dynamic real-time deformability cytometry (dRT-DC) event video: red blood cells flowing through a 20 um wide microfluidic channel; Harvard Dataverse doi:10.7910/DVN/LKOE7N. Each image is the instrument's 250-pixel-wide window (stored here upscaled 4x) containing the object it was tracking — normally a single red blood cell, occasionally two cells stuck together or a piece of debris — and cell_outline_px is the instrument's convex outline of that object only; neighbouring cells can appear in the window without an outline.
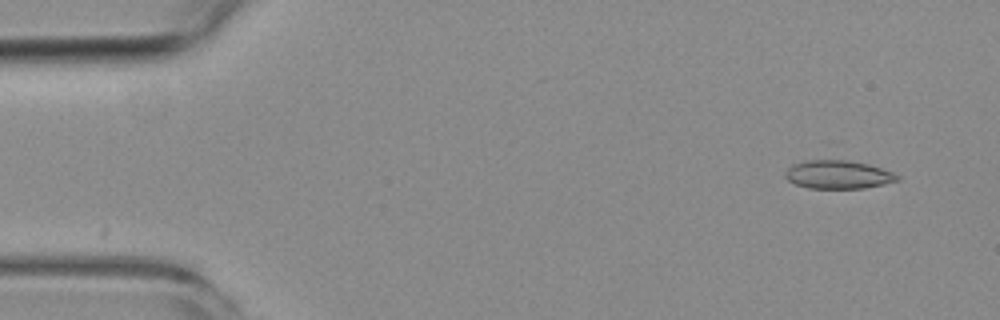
{"species": "common noctule bat (a hibernating species)", "species_latin": "Nyctalus noctula", "temperature_condition": "room temperature", "stored_images_in_passage": 7, "camera_frame_rate_fps": 3000, "um_per_image_px": 0.085, "animal": {"sex": "female", "body_mass_g": 19.3, "forearm_length_mm": 54.1}, "frame": {"image": 1, "passage_image": 1, "time_ms": 0.0, "image_size_px": [1000, 320], "cell_outline_px": [[900, 180], [884, 184], [864, 188], [808, 188], [796, 184], [788, 180], [784, 176], [784, 172], [792, 164], [804, 160], [828, 156], [868, 164], [892, 172], [900, 176]], "centroid_in_image_um": [71.19, 14.79], "position_along_channel_um": 13.8, "area_um2": 19.19}}
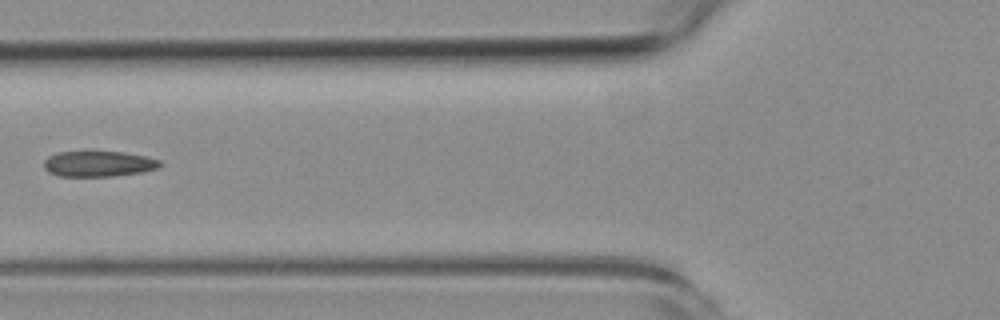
{"frame": {"image": 2, "passage_image": 6, "time_ms": 5.667, "image_size_px": [1000, 320], "cell_outline_px": [[164, 164], [156, 168], [144, 172], [112, 176], [60, 176], [48, 172], [44, 168], [44, 160], [48, 156], [60, 152], [124, 152], [144, 156], [160, 160]], "centroid_in_image_um": [8.39, 13.93], "position_along_channel_um": 117.4, "area_um2": 17.28}}
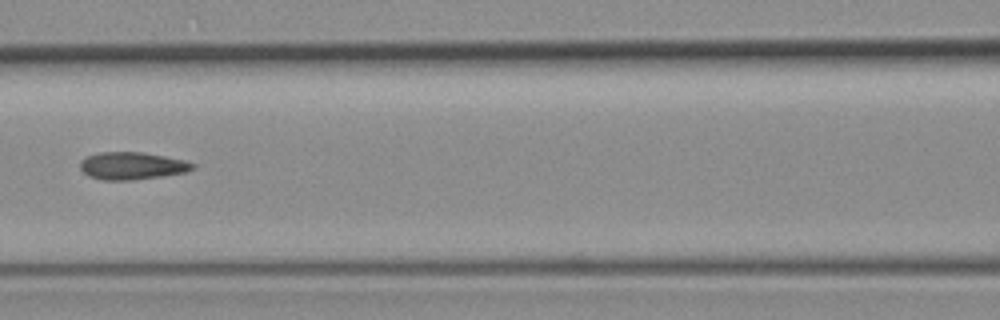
{"frame": {"image": 3, "passage_image": 7, "time_ms": 6.667, "image_size_px": [1000, 320], "cell_outline_px": [[196, 168], [188, 172], [132, 180], [104, 180], [88, 176], [80, 168], [80, 160], [88, 156], [100, 152], [144, 152], [184, 160], [196, 164]], "centroid_in_image_um": [11.25, 14.09], "position_along_channel_um": 155.4, "area_um2": 18.03}}